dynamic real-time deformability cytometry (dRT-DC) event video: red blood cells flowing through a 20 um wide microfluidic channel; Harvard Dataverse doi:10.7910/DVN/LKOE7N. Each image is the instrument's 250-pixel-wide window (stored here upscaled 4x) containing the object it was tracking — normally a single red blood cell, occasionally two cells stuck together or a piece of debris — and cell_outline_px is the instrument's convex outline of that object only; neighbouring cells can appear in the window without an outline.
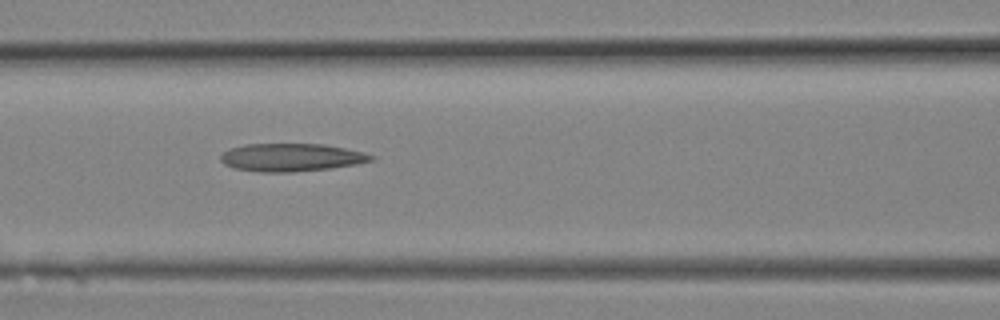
{"species": "Egyptian fruit bat (a non-hibernating species)", "species_latin": "Rousettus aegyptiacus", "temperature_condition": "room temperature", "stored_images_in_passage": 10, "camera_frame_rate_fps": 3000, "um_per_image_px": 0.085, "animal": {"sex": "female"}, "frame": {"image": 1, "passage_image": 9, "time_ms": 2.667, "image_size_px": [1000, 320], "cell_outline_px": [[376, 160], [360, 164], [332, 168], [292, 172], [260, 172], [232, 168], [224, 164], [220, 160], [220, 156], [228, 148], [244, 144], [324, 144], [364, 152], [376, 156]], "centroid_in_image_um": [24.79, 13.38], "position_along_channel_um": 141.8, "area_um2": 24.85}}
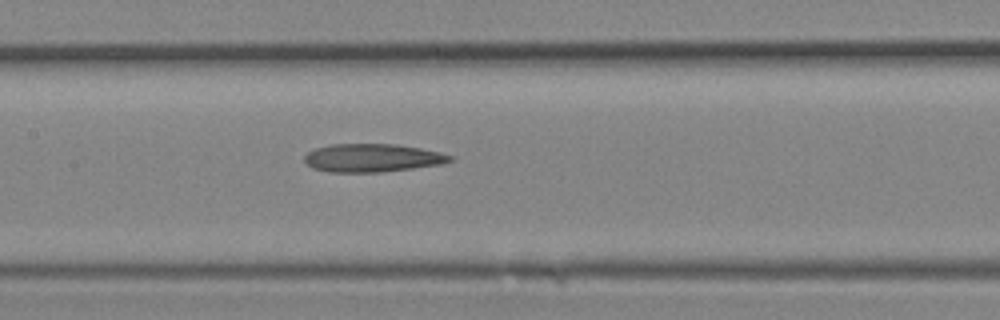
{"frame": {"image": 2, "passage_image": 10, "time_ms": 3.0, "image_size_px": [1000, 320], "cell_outline_px": [[456, 160], [444, 164], [380, 172], [328, 172], [312, 168], [304, 160], [304, 156], [308, 152], [316, 148], [332, 144], [396, 144], [420, 148], [440, 152], [456, 156]], "centroid_in_image_um": [31.71, 13.42], "position_along_channel_um": 175.7, "area_um2": 24.1}}